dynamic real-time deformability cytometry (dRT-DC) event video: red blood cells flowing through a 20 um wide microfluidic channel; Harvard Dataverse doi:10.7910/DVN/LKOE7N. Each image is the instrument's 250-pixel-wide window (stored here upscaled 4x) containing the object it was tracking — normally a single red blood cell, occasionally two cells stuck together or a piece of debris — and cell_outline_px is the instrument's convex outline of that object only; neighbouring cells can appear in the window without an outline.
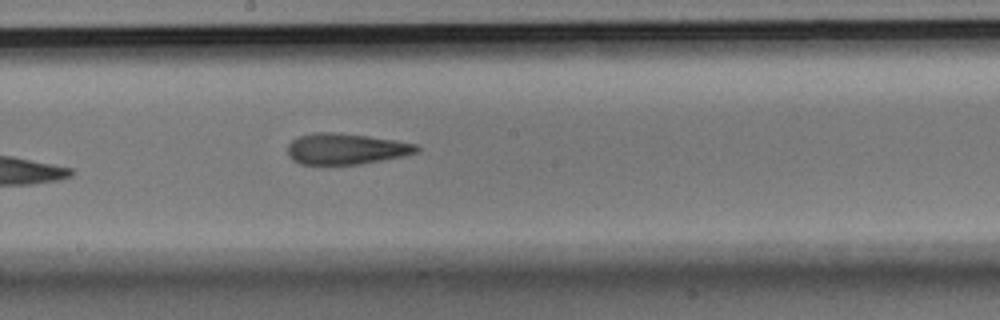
{"species": "Egyptian fruit bat (a non-hibernating species)", "species_latin": "Rousettus aegyptiacus", "temperature_condition": "room temperature", "stored_images_in_passage": 8, "camera_frame_rate_fps": 3000, "um_per_image_px": 0.085, "animal": {"sex": "male"}, "frame": {"image": 1, "passage_image": 8, "time_ms": 2.333, "image_size_px": [1000, 320], "cell_outline_px": [[420, 148], [416, 152], [404, 156], [360, 164], [300, 164], [292, 160], [288, 156], [288, 144], [296, 136], [316, 132], [336, 132], [368, 136], [396, 140], [416, 144]], "centroid_in_image_um": [29.37, 12.64], "position_along_channel_um": 218.8, "area_um2": 23.41}}